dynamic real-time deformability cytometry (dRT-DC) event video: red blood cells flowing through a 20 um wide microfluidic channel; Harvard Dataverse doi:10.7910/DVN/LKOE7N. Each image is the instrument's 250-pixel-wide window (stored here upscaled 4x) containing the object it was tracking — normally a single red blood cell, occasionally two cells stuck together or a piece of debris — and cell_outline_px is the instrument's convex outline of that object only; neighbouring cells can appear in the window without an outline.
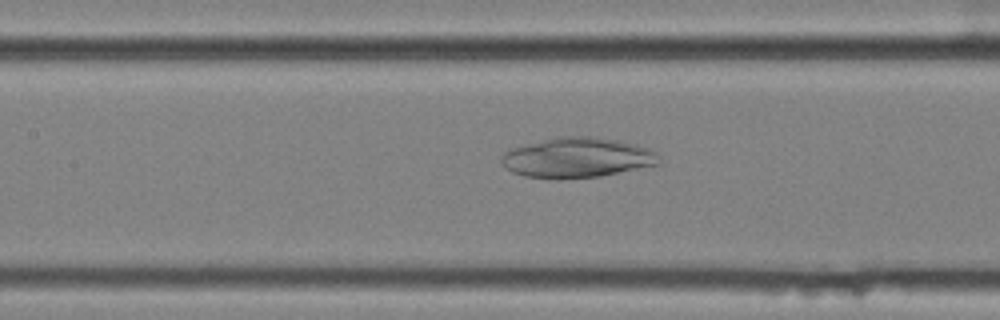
{"species": "common noctule bat (a hibernating species)", "species_latin": "Nyctalus noctula", "temperature_condition": "cold", "stored_images_in_passage": 55, "camera_frame_rate_fps": 3000, "um_per_image_px": 0.085, "animal": {"sex": "female", "body_mass_g": 25.1}, "frame": {"image": 1, "passage_image": 26, "time_ms": 8.333, "image_size_px": [1000, 320], "cell_outline_px": [[660, 164], [600, 176], [552, 180], [524, 176], [512, 172], [504, 168], [500, 164], [500, 156], [508, 148], [560, 136], [592, 136], [616, 140], [636, 144], [648, 148], [656, 152]], "centroid_in_image_um": [48.98, 13.41], "position_along_channel_um": 158.4, "area_um2": 37.22}}
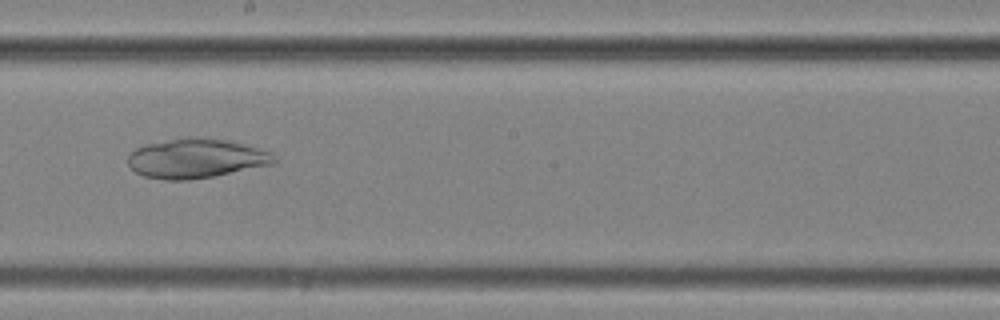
{"frame": {"image": 2, "passage_image": 32, "time_ms": 10.333, "image_size_px": [1000, 320], "cell_outline_px": [[276, 164], [212, 176], [188, 180], [164, 180], [144, 176], [136, 172], [128, 164], [128, 156], [136, 148], [144, 144], [172, 140], [224, 140], [244, 144], [272, 152], [276, 156]], "centroid_in_image_um": [16.7, 13.51], "position_along_channel_um": 231.5, "area_um2": 32.71}}
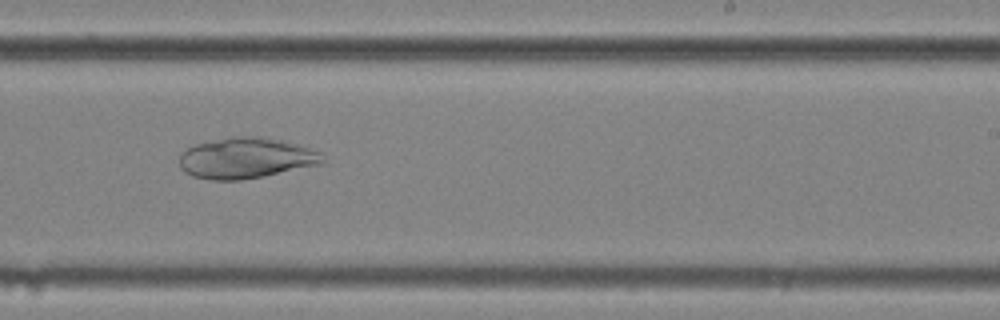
{"frame": {"image": 3, "passage_image": 35, "time_ms": 11.333, "image_size_px": [1000, 320], "cell_outline_px": [[328, 160], [324, 164], [264, 176], [240, 180], [212, 180], [192, 176], [184, 172], [180, 168], [180, 152], [196, 144], [232, 136], [260, 136], [300, 144], [320, 152]], "centroid_in_image_um": [20.96, 13.44], "position_along_channel_um": 268.0, "area_um2": 34.45}}